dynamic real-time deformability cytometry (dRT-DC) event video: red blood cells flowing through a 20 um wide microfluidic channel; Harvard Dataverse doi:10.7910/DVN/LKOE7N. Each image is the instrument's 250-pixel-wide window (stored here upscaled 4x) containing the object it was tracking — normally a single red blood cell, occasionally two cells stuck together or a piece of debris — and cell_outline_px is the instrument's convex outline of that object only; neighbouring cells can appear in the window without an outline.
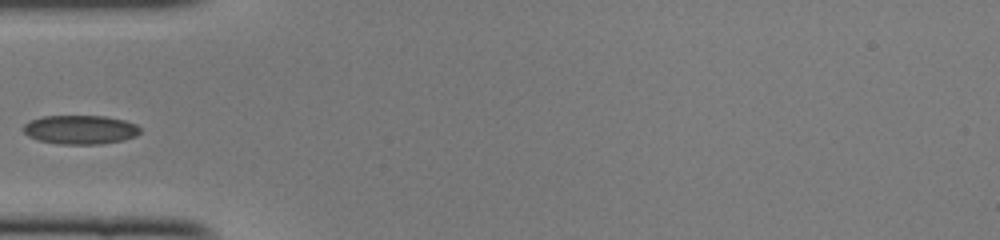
{"species": "common noctule bat (a hibernating species)", "species_latin": "Nyctalus noctula", "temperature_condition": "cold", "stored_images_in_passage": 29, "camera_frame_rate_fps": 3000, "um_per_image_px": 0.085, "animal": {"sex": "female", "body_mass_g": 22.0, "forearm_length_mm": 56.7}, "frame": {"image": 1, "passage_image": 1, "time_ms": 0.0, "image_size_px": [1000, 240], "cell_outline_px": [[140, 132], [136, 136], [124, 140], [100, 144], [60, 144], [40, 140], [28, 136], [24, 132], [24, 124], [28, 120], [44, 116], [104, 116], [124, 120], [136, 124], [140, 128]], "centroid_in_image_um": [6.83, 11.02], "position_along_channel_um": 78.2, "area_um2": 19.71}}
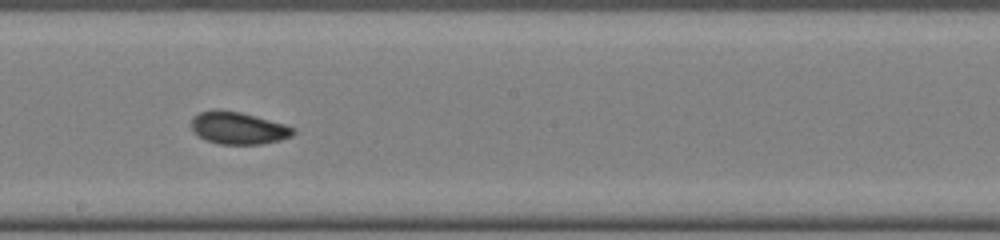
{"frame": {"image": 2, "passage_image": 12, "time_ms": 3.667, "image_size_px": [1000, 240], "cell_outline_px": [[296, 132], [292, 136], [280, 140], [260, 144], [220, 144], [204, 140], [192, 128], [192, 116], [200, 112], [216, 108], [240, 112], [256, 116], [284, 124], [296, 128]], "centroid_in_image_um": [20.26, 10.87], "position_along_channel_um": 227.9, "area_um2": 19.25}}
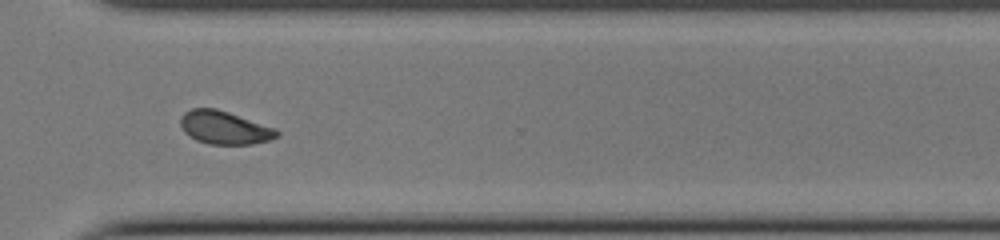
{"frame": {"image": 3, "passage_image": 21, "time_ms": 6.667, "image_size_px": [1000, 240], "cell_outline_px": [[280, 136], [268, 140], [252, 144], [208, 144], [196, 140], [188, 136], [184, 132], [180, 124], [180, 120], [184, 112], [192, 108], [216, 108], [276, 128], [280, 132]], "centroid_in_image_um": [19.08, 10.85], "position_along_channel_um": 351.5, "area_um2": 18.67}}